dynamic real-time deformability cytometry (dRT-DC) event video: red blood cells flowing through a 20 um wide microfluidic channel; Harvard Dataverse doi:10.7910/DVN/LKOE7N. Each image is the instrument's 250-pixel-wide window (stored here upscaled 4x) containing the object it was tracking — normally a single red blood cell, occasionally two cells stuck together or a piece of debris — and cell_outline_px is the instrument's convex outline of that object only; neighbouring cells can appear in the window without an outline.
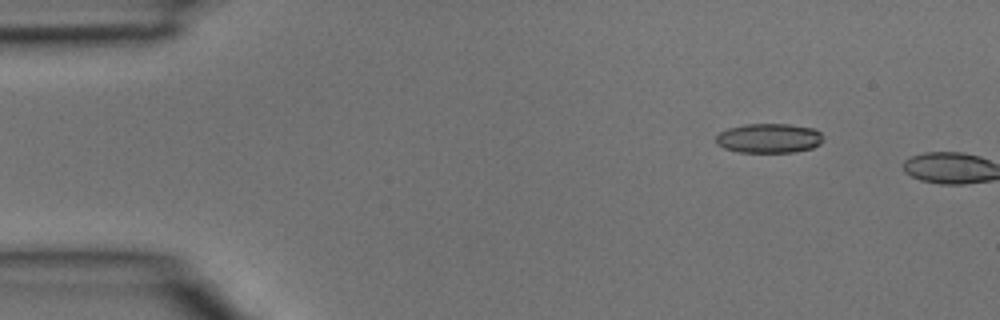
{"species": "common noctule bat (a hibernating species)", "species_latin": "Nyctalus noctula", "temperature_condition": "room temperature", "stored_images_in_passage": 2, "camera_frame_rate_fps": 3000, "um_per_image_px": 0.085, "animal": {"sex": "male", "body_mass_g": 15.6}, "frame": {"image": 1, "passage_image": 1, "time_ms": 0.0, "image_size_px": [1000, 320], "cell_outline_px": [[824, 140], [820, 144], [812, 148], [796, 152], [740, 152], [724, 148], [716, 144], [716, 136], [720, 132], [728, 128], [744, 124], [788, 124], [816, 128], [824, 136]], "centroid_in_image_um": [65.4, 11.74], "position_along_channel_um": 19.6, "area_um2": 18.67}}